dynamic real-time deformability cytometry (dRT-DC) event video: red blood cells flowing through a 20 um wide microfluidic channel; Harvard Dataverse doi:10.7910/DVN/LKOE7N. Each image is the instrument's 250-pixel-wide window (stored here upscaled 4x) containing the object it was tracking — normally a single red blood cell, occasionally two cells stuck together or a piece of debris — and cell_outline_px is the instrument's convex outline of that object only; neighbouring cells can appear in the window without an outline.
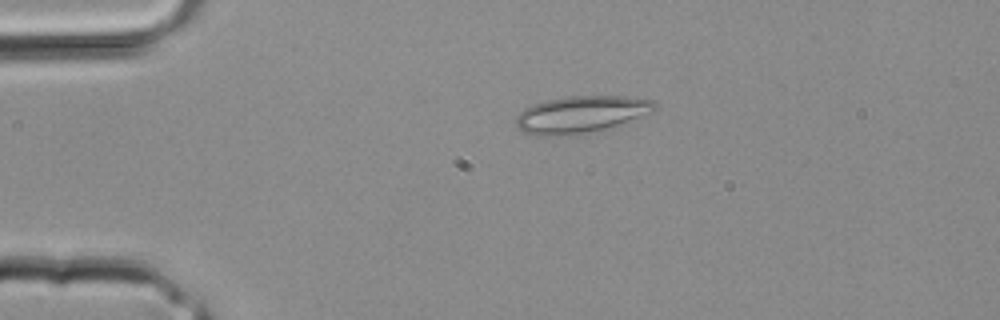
{"species": "common noctule bat (a hibernating species)", "species_latin": "Nyctalus noctula", "temperature_condition": "room temperature", "stored_images_in_passage": 2, "camera_frame_rate_fps": 3000, "um_per_image_px": 0.085, "animal": {"sex": "male", "body_mass_g": 20.4}, "frame": {"image": 1, "passage_image": 1, "time_ms": 0.0, "image_size_px": [1000, 320], "cell_outline_px": [[656, 108], [652, 112], [600, 132], [584, 136], [540, 136], [524, 132], [516, 128], [516, 116], [524, 108], [532, 104], [548, 100], [572, 96], [624, 96], [652, 100], [656, 104]], "centroid_in_image_um": [49.37, 9.77], "position_along_channel_um": 35.6, "area_um2": 30.52}}